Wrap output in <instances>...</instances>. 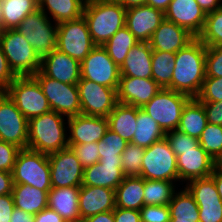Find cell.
Segmentation results:
<instances>
[{"label": "cell", "mask_w": 222, "mask_h": 222, "mask_svg": "<svg viewBox=\"0 0 222 222\" xmlns=\"http://www.w3.org/2000/svg\"><path fill=\"white\" fill-rule=\"evenodd\" d=\"M206 46L195 38L186 47L176 52L172 73L171 90L196 98L206 77Z\"/></svg>", "instance_id": "obj_1"}, {"label": "cell", "mask_w": 222, "mask_h": 222, "mask_svg": "<svg viewBox=\"0 0 222 222\" xmlns=\"http://www.w3.org/2000/svg\"><path fill=\"white\" fill-rule=\"evenodd\" d=\"M83 17L93 43L103 46L125 26L126 9L114 0H86Z\"/></svg>", "instance_id": "obj_2"}, {"label": "cell", "mask_w": 222, "mask_h": 222, "mask_svg": "<svg viewBox=\"0 0 222 222\" xmlns=\"http://www.w3.org/2000/svg\"><path fill=\"white\" fill-rule=\"evenodd\" d=\"M64 121V115L52 110L29 119L27 149L50 154L69 147Z\"/></svg>", "instance_id": "obj_3"}, {"label": "cell", "mask_w": 222, "mask_h": 222, "mask_svg": "<svg viewBox=\"0 0 222 222\" xmlns=\"http://www.w3.org/2000/svg\"><path fill=\"white\" fill-rule=\"evenodd\" d=\"M0 45L16 76H33L40 70L34 48L16 29L0 30Z\"/></svg>", "instance_id": "obj_4"}, {"label": "cell", "mask_w": 222, "mask_h": 222, "mask_svg": "<svg viewBox=\"0 0 222 222\" xmlns=\"http://www.w3.org/2000/svg\"><path fill=\"white\" fill-rule=\"evenodd\" d=\"M14 184H27L43 191H50L51 173L48 154L21 149L12 171Z\"/></svg>", "instance_id": "obj_5"}, {"label": "cell", "mask_w": 222, "mask_h": 222, "mask_svg": "<svg viewBox=\"0 0 222 222\" xmlns=\"http://www.w3.org/2000/svg\"><path fill=\"white\" fill-rule=\"evenodd\" d=\"M47 14L39 8L30 13L16 30L34 48L36 55L42 60L56 49L58 24H51Z\"/></svg>", "instance_id": "obj_6"}, {"label": "cell", "mask_w": 222, "mask_h": 222, "mask_svg": "<svg viewBox=\"0 0 222 222\" xmlns=\"http://www.w3.org/2000/svg\"><path fill=\"white\" fill-rule=\"evenodd\" d=\"M190 96L168 88H162L142 109L166 133L177 130L181 114Z\"/></svg>", "instance_id": "obj_7"}, {"label": "cell", "mask_w": 222, "mask_h": 222, "mask_svg": "<svg viewBox=\"0 0 222 222\" xmlns=\"http://www.w3.org/2000/svg\"><path fill=\"white\" fill-rule=\"evenodd\" d=\"M5 92L28 120L51 111L41 86L33 76H17Z\"/></svg>", "instance_id": "obj_8"}, {"label": "cell", "mask_w": 222, "mask_h": 222, "mask_svg": "<svg viewBox=\"0 0 222 222\" xmlns=\"http://www.w3.org/2000/svg\"><path fill=\"white\" fill-rule=\"evenodd\" d=\"M141 177L156 181H179L177 158L166 138L145 148Z\"/></svg>", "instance_id": "obj_9"}, {"label": "cell", "mask_w": 222, "mask_h": 222, "mask_svg": "<svg viewBox=\"0 0 222 222\" xmlns=\"http://www.w3.org/2000/svg\"><path fill=\"white\" fill-rule=\"evenodd\" d=\"M33 77L41 86L52 111L67 118L81 114L79 90L76 84H65L49 78L40 70Z\"/></svg>", "instance_id": "obj_10"}, {"label": "cell", "mask_w": 222, "mask_h": 222, "mask_svg": "<svg viewBox=\"0 0 222 222\" xmlns=\"http://www.w3.org/2000/svg\"><path fill=\"white\" fill-rule=\"evenodd\" d=\"M95 46L83 16L58 24L56 48L61 52L82 62Z\"/></svg>", "instance_id": "obj_11"}, {"label": "cell", "mask_w": 222, "mask_h": 222, "mask_svg": "<svg viewBox=\"0 0 222 222\" xmlns=\"http://www.w3.org/2000/svg\"><path fill=\"white\" fill-rule=\"evenodd\" d=\"M81 114L108 117L118 104L117 90L80 78L77 83Z\"/></svg>", "instance_id": "obj_12"}, {"label": "cell", "mask_w": 222, "mask_h": 222, "mask_svg": "<svg viewBox=\"0 0 222 222\" xmlns=\"http://www.w3.org/2000/svg\"><path fill=\"white\" fill-rule=\"evenodd\" d=\"M120 67L103 46L96 45L81 62V78L118 89Z\"/></svg>", "instance_id": "obj_13"}, {"label": "cell", "mask_w": 222, "mask_h": 222, "mask_svg": "<svg viewBox=\"0 0 222 222\" xmlns=\"http://www.w3.org/2000/svg\"><path fill=\"white\" fill-rule=\"evenodd\" d=\"M0 140L27 149L28 119L6 92H0Z\"/></svg>", "instance_id": "obj_14"}, {"label": "cell", "mask_w": 222, "mask_h": 222, "mask_svg": "<svg viewBox=\"0 0 222 222\" xmlns=\"http://www.w3.org/2000/svg\"><path fill=\"white\" fill-rule=\"evenodd\" d=\"M52 188L81 187L84 167L70 147L48 154Z\"/></svg>", "instance_id": "obj_15"}, {"label": "cell", "mask_w": 222, "mask_h": 222, "mask_svg": "<svg viewBox=\"0 0 222 222\" xmlns=\"http://www.w3.org/2000/svg\"><path fill=\"white\" fill-rule=\"evenodd\" d=\"M186 188L199 207V222H222V199L211 176L192 179Z\"/></svg>", "instance_id": "obj_16"}, {"label": "cell", "mask_w": 222, "mask_h": 222, "mask_svg": "<svg viewBox=\"0 0 222 222\" xmlns=\"http://www.w3.org/2000/svg\"><path fill=\"white\" fill-rule=\"evenodd\" d=\"M67 121L70 134L68 145L98 142L109 129L106 117L78 114L67 118Z\"/></svg>", "instance_id": "obj_17"}, {"label": "cell", "mask_w": 222, "mask_h": 222, "mask_svg": "<svg viewBox=\"0 0 222 222\" xmlns=\"http://www.w3.org/2000/svg\"><path fill=\"white\" fill-rule=\"evenodd\" d=\"M164 19L165 15L162 10L144 4L126 9L125 26L139 42H149Z\"/></svg>", "instance_id": "obj_18"}, {"label": "cell", "mask_w": 222, "mask_h": 222, "mask_svg": "<svg viewBox=\"0 0 222 222\" xmlns=\"http://www.w3.org/2000/svg\"><path fill=\"white\" fill-rule=\"evenodd\" d=\"M161 89L152 78L120 77L117 100L121 104L142 108Z\"/></svg>", "instance_id": "obj_19"}, {"label": "cell", "mask_w": 222, "mask_h": 222, "mask_svg": "<svg viewBox=\"0 0 222 222\" xmlns=\"http://www.w3.org/2000/svg\"><path fill=\"white\" fill-rule=\"evenodd\" d=\"M164 15L166 20L185 28L196 38L206 19V13L196 0H172Z\"/></svg>", "instance_id": "obj_20"}, {"label": "cell", "mask_w": 222, "mask_h": 222, "mask_svg": "<svg viewBox=\"0 0 222 222\" xmlns=\"http://www.w3.org/2000/svg\"><path fill=\"white\" fill-rule=\"evenodd\" d=\"M40 71L65 84H76L81 78V62L57 48L41 60Z\"/></svg>", "instance_id": "obj_21"}, {"label": "cell", "mask_w": 222, "mask_h": 222, "mask_svg": "<svg viewBox=\"0 0 222 222\" xmlns=\"http://www.w3.org/2000/svg\"><path fill=\"white\" fill-rule=\"evenodd\" d=\"M176 158L179 181L208 177L217 165L200 145L196 149L179 150Z\"/></svg>", "instance_id": "obj_22"}, {"label": "cell", "mask_w": 222, "mask_h": 222, "mask_svg": "<svg viewBox=\"0 0 222 222\" xmlns=\"http://www.w3.org/2000/svg\"><path fill=\"white\" fill-rule=\"evenodd\" d=\"M196 37L185 28L164 19L149 41L153 51L176 53Z\"/></svg>", "instance_id": "obj_23"}, {"label": "cell", "mask_w": 222, "mask_h": 222, "mask_svg": "<svg viewBox=\"0 0 222 222\" xmlns=\"http://www.w3.org/2000/svg\"><path fill=\"white\" fill-rule=\"evenodd\" d=\"M80 218L115 209V190L106 187L81 186L78 198Z\"/></svg>", "instance_id": "obj_24"}, {"label": "cell", "mask_w": 222, "mask_h": 222, "mask_svg": "<svg viewBox=\"0 0 222 222\" xmlns=\"http://www.w3.org/2000/svg\"><path fill=\"white\" fill-rule=\"evenodd\" d=\"M124 178L121 160H99L96 164L84 168L82 186L115 190Z\"/></svg>", "instance_id": "obj_25"}, {"label": "cell", "mask_w": 222, "mask_h": 222, "mask_svg": "<svg viewBox=\"0 0 222 222\" xmlns=\"http://www.w3.org/2000/svg\"><path fill=\"white\" fill-rule=\"evenodd\" d=\"M152 51L149 42L135 44L120 66V77L152 78Z\"/></svg>", "instance_id": "obj_26"}, {"label": "cell", "mask_w": 222, "mask_h": 222, "mask_svg": "<svg viewBox=\"0 0 222 222\" xmlns=\"http://www.w3.org/2000/svg\"><path fill=\"white\" fill-rule=\"evenodd\" d=\"M79 192L80 187L51 188L48 192V207L66 222H80Z\"/></svg>", "instance_id": "obj_27"}, {"label": "cell", "mask_w": 222, "mask_h": 222, "mask_svg": "<svg viewBox=\"0 0 222 222\" xmlns=\"http://www.w3.org/2000/svg\"><path fill=\"white\" fill-rule=\"evenodd\" d=\"M145 179L141 176H125L115 189V205L123 209L140 210L144 204Z\"/></svg>", "instance_id": "obj_28"}, {"label": "cell", "mask_w": 222, "mask_h": 222, "mask_svg": "<svg viewBox=\"0 0 222 222\" xmlns=\"http://www.w3.org/2000/svg\"><path fill=\"white\" fill-rule=\"evenodd\" d=\"M38 9V0H0V30L16 29Z\"/></svg>", "instance_id": "obj_29"}, {"label": "cell", "mask_w": 222, "mask_h": 222, "mask_svg": "<svg viewBox=\"0 0 222 222\" xmlns=\"http://www.w3.org/2000/svg\"><path fill=\"white\" fill-rule=\"evenodd\" d=\"M48 192L27 184H14L12 195L15 208L36 215L48 207Z\"/></svg>", "instance_id": "obj_30"}, {"label": "cell", "mask_w": 222, "mask_h": 222, "mask_svg": "<svg viewBox=\"0 0 222 222\" xmlns=\"http://www.w3.org/2000/svg\"><path fill=\"white\" fill-rule=\"evenodd\" d=\"M207 125V115L203 104L197 98H191L183 108L178 131L199 139Z\"/></svg>", "instance_id": "obj_31"}, {"label": "cell", "mask_w": 222, "mask_h": 222, "mask_svg": "<svg viewBox=\"0 0 222 222\" xmlns=\"http://www.w3.org/2000/svg\"><path fill=\"white\" fill-rule=\"evenodd\" d=\"M86 0H38V8L50 13L56 24L76 20L83 16Z\"/></svg>", "instance_id": "obj_32"}, {"label": "cell", "mask_w": 222, "mask_h": 222, "mask_svg": "<svg viewBox=\"0 0 222 222\" xmlns=\"http://www.w3.org/2000/svg\"><path fill=\"white\" fill-rule=\"evenodd\" d=\"M107 119L110 130L120 135L128 143L132 142L137 127V107L118 103Z\"/></svg>", "instance_id": "obj_33"}, {"label": "cell", "mask_w": 222, "mask_h": 222, "mask_svg": "<svg viewBox=\"0 0 222 222\" xmlns=\"http://www.w3.org/2000/svg\"><path fill=\"white\" fill-rule=\"evenodd\" d=\"M168 206L170 222H199V207L186 187L178 193L174 192Z\"/></svg>", "instance_id": "obj_34"}, {"label": "cell", "mask_w": 222, "mask_h": 222, "mask_svg": "<svg viewBox=\"0 0 222 222\" xmlns=\"http://www.w3.org/2000/svg\"><path fill=\"white\" fill-rule=\"evenodd\" d=\"M136 131L133 135V144L147 148L153 143L165 138V132L142 108L137 107Z\"/></svg>", "instance_id": "obj_35"}, {"label": "cell", "mask_w": 222, "mask_h": 222, "mask_svg": "<svg viewBox=\"0 0 222 222\" xmlns=\"http://www.w3.org/2000/svg\"><path fill=\"white\" fill-rule=\"evenodd\" d=\"M139 41L126 26L120 28L104 45L110 58L120 67L130 49Z\"/></svg>", "instance_id": "obj_36"}, {"label": "cell", "mask_w": 222, "mask_h": 222, "mask_svg": "<svg viewBox=\"0 0 222 222\" xmlns=\"http://www.w3.org/2000/svg\"><path fill=\"white\" fill-rule=\"evenodd\" d=\"M176 53L152 51V79L161 88L171 89Z\"/></svg>", "instance_id": "obj_37"}, {"label": "cell", "mask_w": 222, "mask_h": 222, "mask_svg": "<svg viewBox=\"0 0 222 222\" xmlns=\"http://www.w3.org/2000/svg\"><path fill=\"white\" fill-rule=\"evenodd\" d=\"M175 192L173 182L166 180L145 179L144 204L145 205H168Z\"/></svg>", "instance_id": "obj_38"}, {"label": "cell", "mask_w": 222, "mask_h": 222, "mask_svg": "<svg viewBox=\"0 0 222 222\" xmlns=\"http://www.w3.org/2000/svg\"><path fill=\"white\" fill-rule=\"evenodd\" d=\"M197 38L206 47L222 46V6L206 14L204 27Z\"/></svg>", "instance_id": "obj_39"}, {"label": "cell", "mask_w": 222, "mask_h": 222, "mask_svg": "<svg viewBox=\"0 0 222 222\" xmlns=\"http://www.w3.org/2000/svg\"><path fill=\"white\" fill-rule=\"evenodd\" d=\"M198 141L202 149L218 164L222 159V125L207 123Z\"/></svg>", "instance_id": "obj_40"}, {"label": "cell", "mask_w": 222, "mask_h": 222, "mask_svg": "<svg viewBox=\"0 0 222 222\" xmlns=\"http://www.w3.org/2000/svg\"><path fill=\"white\" fill-rule=\"evenodd\" d=\"M129 143L120 135L108 129L98 141L99 160H121L120 155Z\"/></svg>", "instance_id": "obj_41"}, {"label": "cell", "mask_w": 222, "mask_h": 222, "mask_svg": "<svg viewBox=\"0 0 222 222\" xmlns=\"http://www.w3.org/2000/svg\"><path fill=\"white\" fill-rule=\"evenodd\" d=\"M145 148L129 143L120 155L122 171L125 176H141Z\"/></svg>", "instance_id": "obj_42"}, {"label": "cell", "mask_w": 222, "mask_h": 222, "mask_svg": "<svg viewBox=\"0 0 222 222\" xmlns=\"http://www.w3.org/2000/svg\"><path fill=\"white\" fill-rule=\"evenodd\" d=\"M196 98L200 102L222 101V77H205L202 89Z\"/></svg>", "instance_id": "obj_43"}, {"label": "cell", "mask_w": 222, "mask_h": 222, "mask_svg": "<svg viewBox=\"0 0 222 222\" xmlns=\"http://www.w3.org/2000/svg\"><path fill=\"white\" fill-rule=\"evenodd\" d=\"M165 138L176 157L179 155V150L196 149L200 145L198 139L190 137L178 130L166 132Z\"/></svg>", "instance_id": "obj_44"}, {"label": "cell", "mask_w": 222, "mask_h": 222, "mask_svg": "<svg viewBox=\"0 0 222 222\" xmlns=\"http://www.w3.org/2000/svg\"><path fill=\"white\" fill-rule=\"evenodd\" d=\"M82 166L88 167L99 162L98 142L69 145Z\"/></svg>", "instance_id": "obj_45"}, {"label": "cell", "mask_w": 222, "mask_h": 222, "mask_svg": "<svg viewBox=\"0 0 222 222\" xmlns=\"http://www.w3.org/2000/svg\"><path fill=\"white\" fill-rule=\"evenodd\" d=\"M206 77H222V46L207 47Z\"/></svg>", "instance_id": "obj_46"}, {"label": "cell", "mask_w": 222, "mask_h": 222, "mask_svg": "<svg viewBox=\"0 0 222 222\" xmlns=\"http://www.w3.org/2000/svg\"><path fill=\"white\" fill-rule=\"evenodd\" d=\"M141 222H170L168 205H144L140 210Z\"/></svg>", "instance_id": "obj_47"}, {"label": "cell", "mask_w": 222, "mask_h": 222, "mask_svg": "<svg viewBox=\"0 0 222 222\" xmlns=\"http://www.w3.org/2000/svg\"><path fill=\"white\" fill-rule=\"evenodd\" d=\"M20 150L16 145L0 140V170L12 173Z\"/></svg>", "instance_id": "obj_48"}, {"label": "cell", "mask_w": 222, "mask_h": 222, "mask_svg": "<svg viewBox=\"0 0 222 222\" xmlns=\"http://www.w3.org/2000/svg\"><path fill=\"white\" fill-rule=\"evenodd\" d=\"M16 77L9 67L7 58L0 45V92H5Z\"/></svg>", "instance_id": "obj_49"}, {"label": "cell", "mask_w": 222, "mask_h": 222, "mask_svg": "<svg viewBox=\"0 0 222 222\" xmlns=\"http://www.w3.org/2000/svg\"><path fill=\"white\" fill-rule=\"evenodd\" d=\"M201 103L206 111L207 123L222 125V101Z\"/></svg>", "instance_id": "obj_50"}, {"label": "cell", "mask_w": 222, "mask_h": 222, "mask_svg": "<svg viewBox=\"0 0 222 222\" xmlns=\"http://www.w3.org/2000/svg\"><path fill=\"white\" fill-rule=\"evenodd\" d=\"M14 208L12 194L0 195V222H10Z\"/></svg>", "instance_id": "obj_51"}, {"label": "cell", "mask_w": 222, "mask_h": 222, "mask_svg": "<svg viewBox=\"0 0 222 222\" xmlns=\"http://www.w3.org/2000/svg\"><path fill=\"white\" fill-rule=\"evenodd\" d=\"M113 214L115 222H141L139 210L115 207Z\"/></svg>", "instance_id": "obj_52"}, {"label": "cell", "mask_w": 222, "mask_h": 222, "mask_svg": "<svg viewBox=\"0 0 222 222\" xmlns=\"http://www.w3.org/2000/svg\"><path fill=\"white\" fill-rule=\"evenodd\" d=\"M34 222H66L56 211L46 207L36 215H34Z\"/></svg>", "instance_id": "obj_53"}, {"label": "cell", "mask_w": 222, "mask_h": 222, "mask_svg": "<svg viewBox=\"0 0 222 222\" xmlns=\"http://www.w3.org/2000/svg\"><path fill=\"white\" fill-rule=\"evenodd\" d=\"M13 185L12 173L0 170V195L12 194Z\"/></svg>", "instance_id": "obj_54"}, {"label": "cell", "mask_w": 222, "mask_h": 222, "mask_svg": "<svg viewBox=\"0 0 222 222\" xmlns=\"http://www.w3.org/2000/svg\"><path fill=\"white\" fill-rule=\"evenodd\" d=\"M10 222H34V215L14 208Z\"/></svg>", "instance_id": "obj_55"}, {"label": "cell", "mask_w": 222, "mask_h": 222, "mask_svg": "<svg viewBox=\"0 0 222 222\" xmlns=\"http://www.w3.org/2000/svg\"><path fill=\"white\" fill-rule=\"evenodd\" d=\"M80 222H115L113 210L98 213L94 216L82 219Z\"/></svg>", "instance_id": "obj_56"}, {"label": "cell", "mask_w": 222, "mask_h": 222, "mask_svg": "<svg viewBox=\"0 0 222 222\" xmlns=\"http://www.w3.org/2000/svg\"><path fill=\"white\" fill-rule=\"evenodd\" d=\"M202 10L207 14L222 6L221 0H196Z\"/></svg>", "instance_id": "obj_57"}, {"label": "cell", "mask_w": 222, "mask_h": 222, "mask_svg": "<svg viewBox=\"0 0 222 222\" xmlns=\"http://www.w3.org/2000/svg\"><path fill=\"white\" fill-rule=\"evenodd\" d=\"M210 176L214 179L216 189L222 199V167L217 164Z\"/></svg>", "instance_id": "obj_58"}, {"label": "cell", "mask_w": 222, "mask_h": 222, "mask_svg": "<svg viewBox=\"0 0 222 222\" xmlns=\"http://www.w3.org/2000/svg\"><path fill=\"white\" fill-rule=\"evenodd\" d=\"M172 0H147L146 4L165 12Z\"/></svg>", "instance_id": "obj_59"}, {"label": "cell", "mask_w": 222, "mask_h": 222, "mask_svg": "<svg viewBox=\"0 0 222 222\" xmlns=\"http://www.w3.org/2000/svg\"><path fill=\"white\" fill-rule=\"evenodd\" d=\"M121 4L125 9H130L133 7H139L146 4L147 0H114Z\"/></svg>", "instance_id": "obj_60"}, {"label": "cell", "mask_w": 222, "mask_h": 222, "mask_svg": "<svg viewBox=\"0 0 222 222\" xmlns=\"http://www.w3.org/2000/svg\"><path fill=\"white\" fill-rule=\"evenodd\" d=\"M218 165L222 167V159L218 162Z\"/></svg>", "instance_id": "obj_61"}]
</instances>
